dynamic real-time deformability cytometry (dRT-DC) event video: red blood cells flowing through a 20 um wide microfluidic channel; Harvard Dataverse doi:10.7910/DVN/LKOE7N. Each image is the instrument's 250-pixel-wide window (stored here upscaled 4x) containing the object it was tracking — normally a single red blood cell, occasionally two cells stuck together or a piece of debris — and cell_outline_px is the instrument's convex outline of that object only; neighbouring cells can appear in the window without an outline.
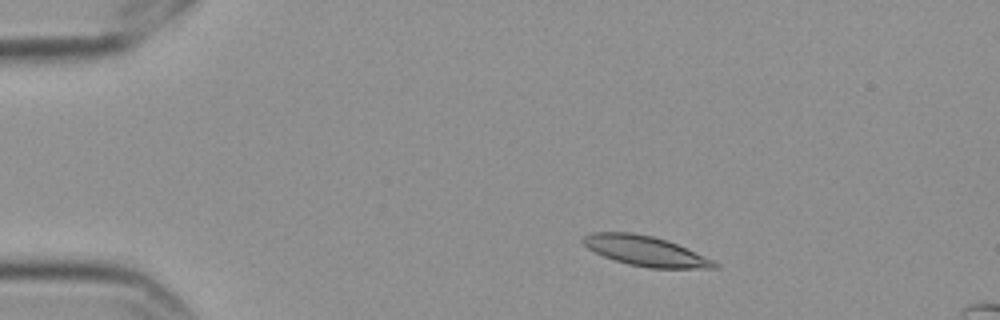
{"species": "Egyptian fruit bat (a non-hibernating species)", "species_latin": "Rousettus aegyptiacus", "temperature_condition": "cold", "stored_images_in_passage": 5, "camera_frame_rate_fps": 3000, "um_per_image_px": 0.085, "frame": {"image": 1, "passage_image": 2, "time_ms": 0.333, "image_size_px": [1000, 320], "cell_outline_px": [[720, 268], [648, 268], [628, 264], [604, 256], [588, 248], [580, 240], [584, 236], [592, 232], [632, 232], [652, 236], [668, 240], [712, 260], [720, 264]], "centroid_in_image_um": [54.85, 21.33], "position_along_channel_um": 30.1, "area_um2": 22.77}}